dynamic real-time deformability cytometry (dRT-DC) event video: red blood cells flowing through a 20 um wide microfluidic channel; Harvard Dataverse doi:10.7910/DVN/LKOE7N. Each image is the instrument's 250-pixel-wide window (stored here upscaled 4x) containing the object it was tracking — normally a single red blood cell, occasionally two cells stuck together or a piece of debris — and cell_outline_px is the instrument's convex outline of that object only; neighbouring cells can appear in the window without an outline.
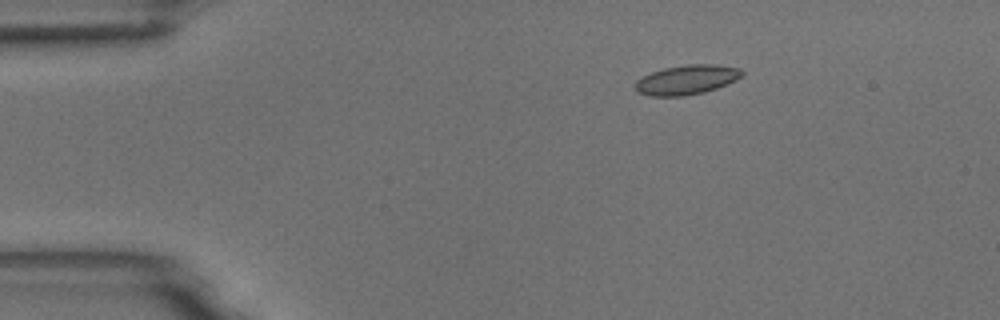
{"species": "common noctule bat (a hibernating species)", "species_latin": "Nyctalus noctula", "temperature_condition": "room temperature", "stored_images_in_passage": 5, "camera_frame_rate_fps": 3000, "um_per_image_px": 0.085, "animal": {"sex": "male", "body_mass_g": 18.8}, "frame": {"image": 1, "passage_image": 3, "time_ms": 0.667, "image_size_px": [1000, 320], "cell_outline_px": [[744, 76], [736, 80], [716, 88], [704, 92], [684, 96], [648, 96], [636, 92], [636, 80], [652, 72], [664, 68], [688, 64], [716, 64], [740, 68], [744, 72]], "centroid_in_image_um": [58.39, 6.78], "position_along_channel_um": 26.6, "area_um2": 18.44}}